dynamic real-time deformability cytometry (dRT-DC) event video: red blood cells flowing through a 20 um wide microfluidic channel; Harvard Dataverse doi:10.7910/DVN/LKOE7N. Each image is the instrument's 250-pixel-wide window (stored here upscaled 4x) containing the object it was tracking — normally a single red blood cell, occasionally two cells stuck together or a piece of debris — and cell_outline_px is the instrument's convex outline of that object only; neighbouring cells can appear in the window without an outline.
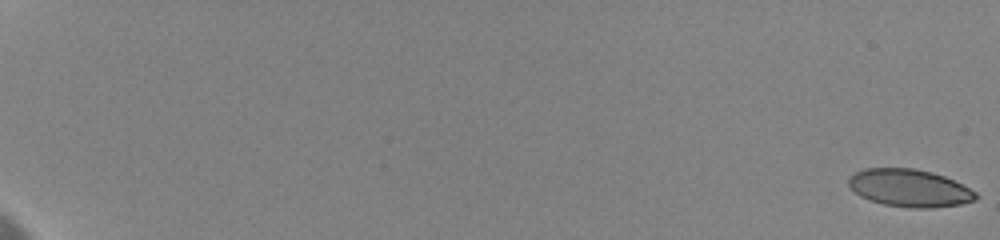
{"species": "human", "species_latin": "Homo sapiens", "temperature_condition": "cold", "stored_images_in_passage": 36, "camera_frame_rate_fps": 3000, "um_per_image_px": 0.085, "donor": {"sex": "female"}, "frame": {"image": 1, "passage_image": 1, "time_ms": 0.0, "image_size_px": [1000, 240], "cell_outline_px": [[980, 196], [976, 200], [960, 204], [932, 208], [908, 208], [884, 204], [868, 200], [860, 196], [848, 184], [848, 180], [856, 172], [864, 168], [916, 168], [932, 172], [944, 176], [976, 192]], "centroid_in_image_um": [77.32, 15.99], "position_along_channel_um": 7.7, "area_um2": 27.8}}
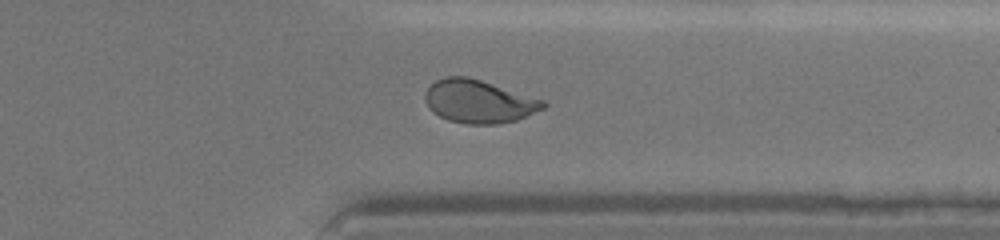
{"frame": {"image": 2, "passage_image": 31, "time_ms": 16.667, "image_size_px": [1000, 240], "cell_outline_px": [[548, 104], [544, 108], [516, 120], [496, 124], [464, 124], [448, 120], [432, 112], [428, 108], [424, 100], [424, 92], [436, 80], [444, 76], [468, 76], [544, 100]], "centroid_in_image_um": [40.65, 8.62], "position_along_channel_um": 370.7, "area_um2": 29.71}}
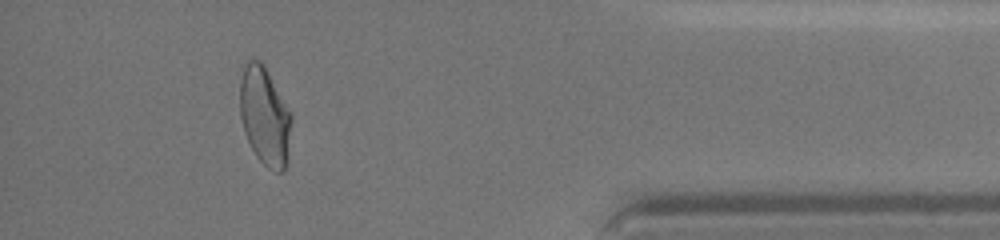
{"frame": {"image": 3, "passage_image": 34, "time_ms": 18.667, "image_size_px": [1000, 240], "cell_outline_px": [[292, 120], [288, 160], [284, 172], [276, 172], [268, 168], [256, 156], [244, 132], [240, 116], [240, 84], [244, 64], [248, 60], [260, 60], [264, 64], [292, 116]], "centroid_in_image_um": [22.51, 9.9], "position_along_channel_um": 412.7, "area_um2": 29.59}, "authors_computed_cell_mechanics": {"area_um2": 29.3913, "velocity_mm_per_s": 3.5666, "shape_relaxation_time_tau1_ms": 6.3769, "shape_relaxation_time_tau2_ms": 0.9956, "deformation_change_tau1": 0.1627, "deformation_change_tau2": 0.0525}}